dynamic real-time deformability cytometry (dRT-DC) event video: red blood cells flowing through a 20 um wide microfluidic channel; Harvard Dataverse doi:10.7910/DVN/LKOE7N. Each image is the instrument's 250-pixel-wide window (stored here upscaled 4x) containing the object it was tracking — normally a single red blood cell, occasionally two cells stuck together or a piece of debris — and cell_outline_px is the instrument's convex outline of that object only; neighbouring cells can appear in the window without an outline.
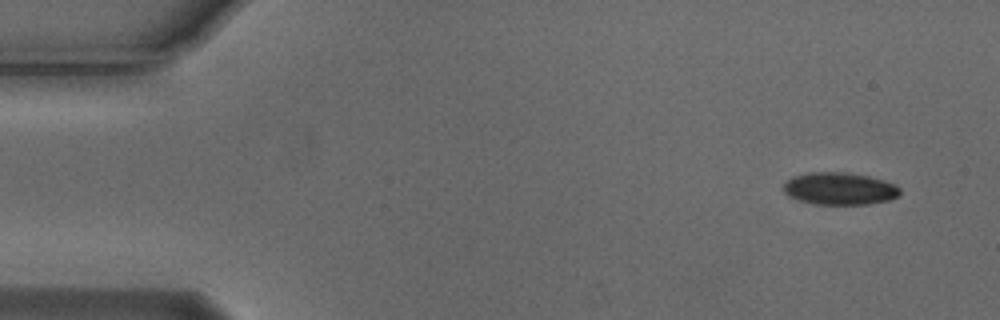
{"species": "Egyptian fruit bat (a non-hibernating species)", "species_latin": "Rousettus aegyptiacus", "temperature_condition": "cold", "stored_images_in_passage": 5, "camera_frame_rate_fps": 3000, "um_per_image_px": 0.085, "animal": {"sex": "male"}, "frame": {"image": 1, "passage_image": 1, "time_ms": 0.0, "image_size_px": [1000, 320], "cell_outline_px": [[900, 196], [888, 200], [868, 204], [816, 204], [800, 200], [788, 196], [784, 192], [784, 184], [792, 176], [808, 172], [848, 172], [868, 176], [884, 180], [896, 184], [900, 188]], "centroid_in_image_um": [71.39, 16.02], "position_along_channel_um": 13.6, "area_um2": 22.02}}
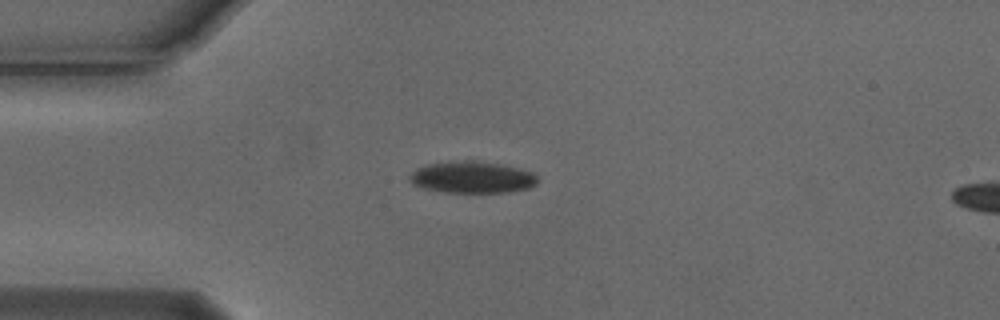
{"frame": {"image": 2, "passage_image": 4, "time_ms": 1.0, "image_size_px": [1000, 320], "cell_outline_px": [[536, 184], [528, 188], [508, 192], [444, 192], [424, 188], [412, 184], [408, 180], [408, 176], [416, 168], [424, 164], [448, 160], [476, 160], [500, 164], [532, 172], [536, 176]], "centroid_in_image_um": [40.04, 15.04], "position_along_channel_um": 45.0, "area_um2": 23.87}}